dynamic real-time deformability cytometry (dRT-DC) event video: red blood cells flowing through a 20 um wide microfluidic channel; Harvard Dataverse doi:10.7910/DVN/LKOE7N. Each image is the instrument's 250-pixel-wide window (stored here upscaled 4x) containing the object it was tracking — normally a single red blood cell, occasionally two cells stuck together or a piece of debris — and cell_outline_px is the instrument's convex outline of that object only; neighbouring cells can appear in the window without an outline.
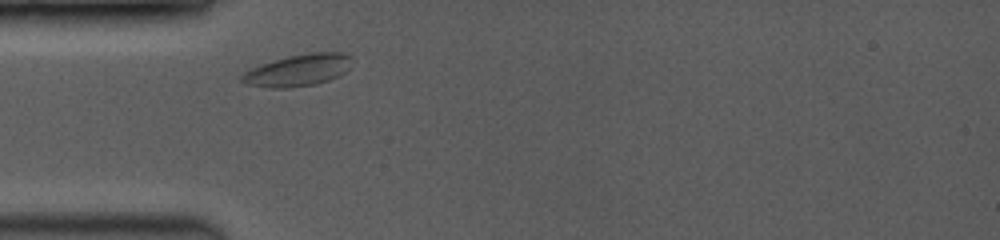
{"species": "common noctule bat (a hibernating species)", "species_latin": "Nyctalus noctula", "temperature_condition": "room temperature", "stored_images_in_passage": 2, "camera_frame_rate_fps": 3500, "um_per_image_px": 0.085, "animal": {"sex": "female", "body_mass_g": 19.0, "forearm_length_mm": 53.3}, "frame": {"image": 1, "passage_image": 1, "time_ms": 0.0, "image_size_px": [1000, 240], "cell_outline_px": [[352, 56], [344, 72], [340, 76], [328, 80], [312, 84], [284, 88], [268, 88], [244, 84], [240, 80], [240, 76], [244, 72], [260, 64], [272, 60], [288, 56], [312, 52], [344, 52]], "centroid_in_image_um": [25.28, 5.96], "position_along_channel_um": 59.7, "area_um2": 20.35}}